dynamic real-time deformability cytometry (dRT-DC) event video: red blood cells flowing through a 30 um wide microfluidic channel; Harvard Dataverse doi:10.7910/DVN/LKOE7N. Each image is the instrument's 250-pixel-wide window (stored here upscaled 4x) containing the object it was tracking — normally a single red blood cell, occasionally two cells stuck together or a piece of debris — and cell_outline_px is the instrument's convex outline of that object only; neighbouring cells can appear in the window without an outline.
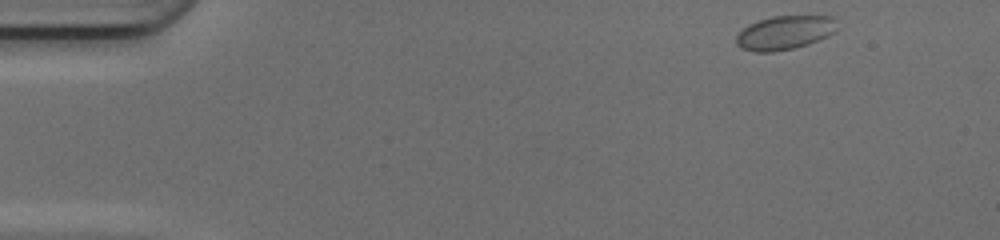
{"species": "common noctule bat (a hibernating species)", "species_latin": "Nyctalus noctula", "temperature_condition": "cold", "stored_images_in_passage": 46, "camera_frame_rate_fps": 3000, "um_per_image_px": 0.085, "animal": {"sex": "female", "body_mass_g": 17.0, "forearm_length_mm": 48.0}, "frame": {"image": 1, "passage_image": 1, "time_ms": 0.0, "image_size_px": [1000, 240], "cell_outline_px": [[836, 32], [828, 36], [808, 44], [792, 48], [772, 52], [756, 52], [740, 48], [736, 44], [736, 36], [748, 24], [772, 16], [832, 16], [836, 20]], "centroid_in_image_um": [66.7, 2.78], "position_along_channel_um": 18.3, "area_um2": 19.88}}
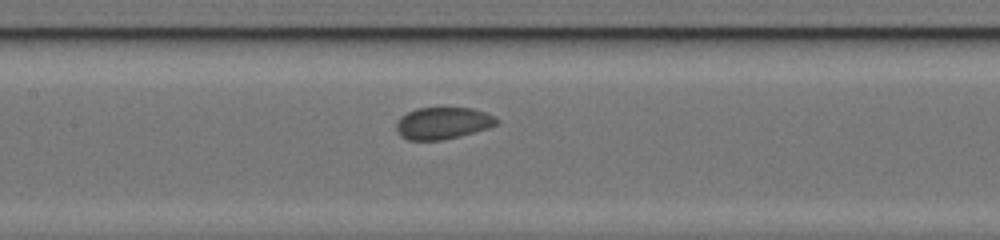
{"frame": {"image": 2, "passage_image": 20, "time_ms": 6.333, "image_size_px": [1000, 240], "cell_outline_px": [[500, 120], [496, 124], [488, 128], [460, 136], [444, 140], [408, 140], [400, 136], [396, 128], [396, 124], [400, 116], [416, 108], [472, 108], [488, 112], [496, 116]], "centroid_in_image_um": [37.66, 10.46], "position_along_channel_um": 169.7, "area_um2": 18.84}}
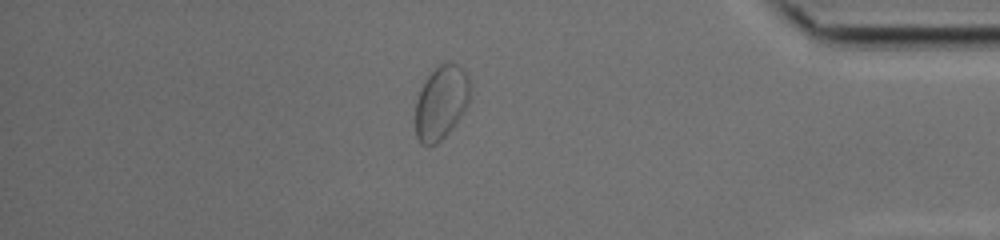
{"frame": {"image": 3, "passage_image": 39, "time_ms": 12.667, "image_size_px": [1000, 240], "cell_outline_px": [[468, 104], [460, 116], [448, 132], [436, 144], [428, 148], [420, 144], [416, 136], [416, 100], [420, 88], [424, 80], [444, 60], [452, 60], [460, 64], [464, 68], [468, 76]], "centroid_in_image_um": [37.47, 8.68], "position_along_channel_um": 397.7, "area_um2": 23.7}}